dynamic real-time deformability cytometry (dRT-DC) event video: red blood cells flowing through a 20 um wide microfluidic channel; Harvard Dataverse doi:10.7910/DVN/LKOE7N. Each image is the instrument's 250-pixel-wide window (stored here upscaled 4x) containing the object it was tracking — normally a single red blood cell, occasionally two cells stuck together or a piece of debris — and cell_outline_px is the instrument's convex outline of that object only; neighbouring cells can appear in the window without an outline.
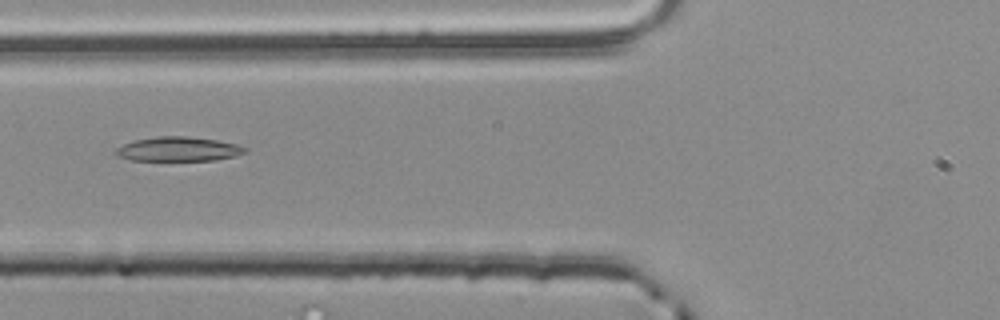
{"species": "common noctule bat (a hibernating species)", "species_latin": "Nyctalus noctula", "temperature_condition": "room temperature", "stored_images_in_passage": 3, "camera_frame_rate_fps": 3000, "um_per_image_px": 0.085, "animal": {"sex": "male", "body_mass_g": 20.4}, "frame": {"image": 1, "passage_image": 3, "time_ms": 0.667, "image_size_px": [1000, 320], "cell_outline_px": [[248, 152], [236, 156], [216, 160], [132, 160], [120, 156], [116, 152], [116, 148], [132, 140], [156, 136], [188, 136], [216, 140], [236, 144], [248, 148]], "centroid_in_image_um": [15.21, 12.66], "position_along_channel_um": 110.6, "area_um2": 18.32}}